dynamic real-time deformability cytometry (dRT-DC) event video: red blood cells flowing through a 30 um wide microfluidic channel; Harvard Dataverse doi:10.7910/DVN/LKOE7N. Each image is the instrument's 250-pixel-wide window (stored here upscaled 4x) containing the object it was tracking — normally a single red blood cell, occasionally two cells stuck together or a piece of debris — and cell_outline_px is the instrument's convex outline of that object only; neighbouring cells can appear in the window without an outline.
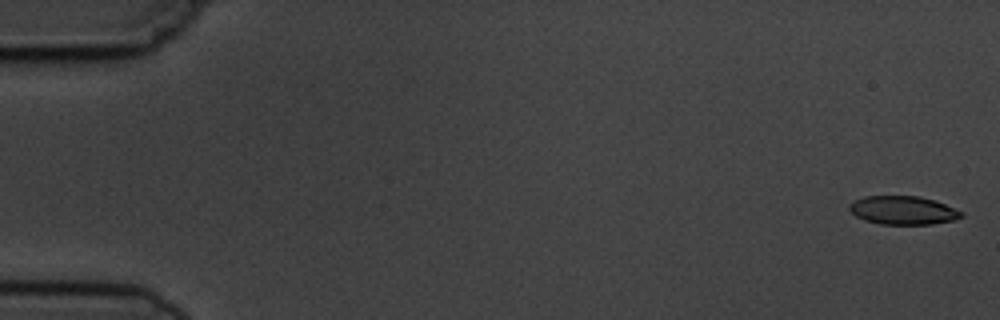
{"species": "common noctule bat (a hibernating species)", "species_latin": "Nyctalus noctula", "temperature_condition": "cold", "stored_images_in_passage": 9, "camera_frame_rate_fps": 3000, "um_per_image_px": 0.085, "animal": {"sex": "male", "body_mass_g": 19.5, "forearm_length_mm": 54.6}, "frame": {"image": 1, "passage_image": 1, "time_ms": 0.0, "image_size_px": [1000, 320], "cell_outline_px": [[964, 216], [956, 220], [932, 224], [880, 224], [864, 220], [856, 216], [848, 208], [848, 204], [852, 200], [864, 196], [920, 196], [936, 200], [964, 212]], "centroid_in_image_um": [76.77, 17.87], "position_along_channel_um": 8.2, "area_um2": 18.9}}
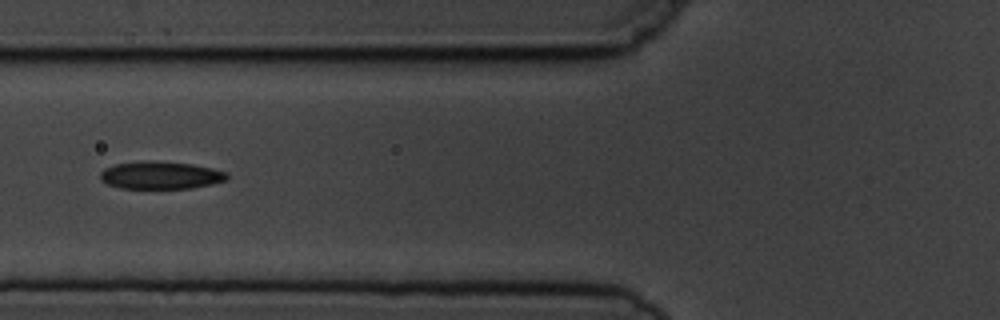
{"frame": {"image": 2, "passage_image": 6, "time_ms": 6.667, "image_size_px": [1000, 320], "cell_outline_px": [[228, 176], [224, 180], [212, 184], [192, 188], [120, 188], [108, 184], [100, 180], [100, 172], [104, 168], [116, 164], [192, 164], [212, 168], [228, 172]], "centroid_in_image_um": [13.68, 14.95], "position_along_channel_um": 112.1, "area_um2": 19.25}}
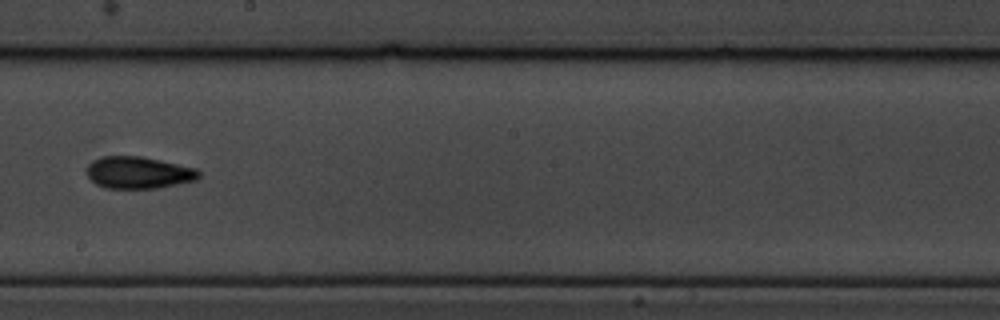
{"frame": {"image": 3, "passage_image": 9, "time_ms": 10.0, "image_size_px": [1000, 320], "cell_outline_px": [[200, 176], [196, 180], [156, 188], [104, 188], [96, 184], [88, 176], [88, 164], [92, 160], [100, 156], [140, 156], [160, 160], [196, 168], [200, 172]], "centroid_in_image_um": [11.76, 14.66], "position_along_channel_um": 236.4, "area_um2": 20.81}}